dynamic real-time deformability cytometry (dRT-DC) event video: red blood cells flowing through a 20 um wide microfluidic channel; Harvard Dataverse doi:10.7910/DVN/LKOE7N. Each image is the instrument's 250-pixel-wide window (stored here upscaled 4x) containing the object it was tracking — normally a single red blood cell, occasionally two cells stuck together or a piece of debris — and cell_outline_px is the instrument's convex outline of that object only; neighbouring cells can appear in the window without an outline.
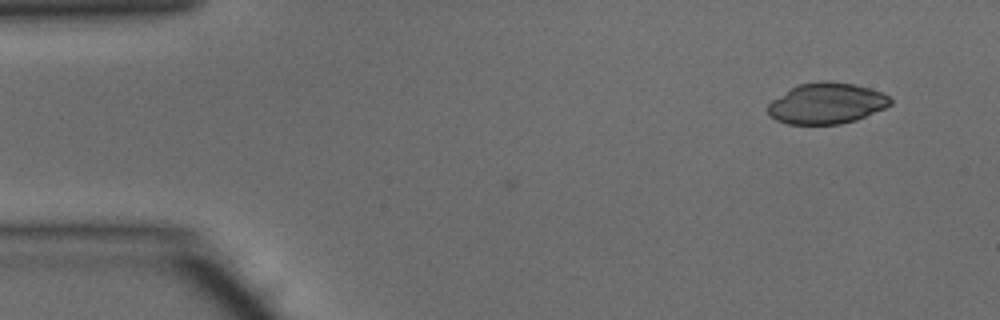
{"species": "common noctule bat (a hibernating species)", "species_latin": "Nyctalus noctula", "temperature_condition": "warm", "stored_images_in_passage": 6, "camera_frame_rate_fps": 3000, "um_per_image_px": 0.085, "animal": {"sex": "male", "body_mass_g": 15.6}, "frame": {"image": 1, "passage_image": 6, "time_ms": 1.667, "image_size_px": [1000, 320], "cell_outline_px": [[892, 104], [884, 108], [856, 120], [840, 124], [788, 124], [776, 120], [768, 116], [768, 104], [772, 100], [796, 84], [820, 80], [824, 80], [856, 84], [880, 92], [888, 96], [892, 100]], "centroid_in_image_um": [70.23, 8.78], "position_along_channel_um": 14.8, "area_um2": 29.36}}